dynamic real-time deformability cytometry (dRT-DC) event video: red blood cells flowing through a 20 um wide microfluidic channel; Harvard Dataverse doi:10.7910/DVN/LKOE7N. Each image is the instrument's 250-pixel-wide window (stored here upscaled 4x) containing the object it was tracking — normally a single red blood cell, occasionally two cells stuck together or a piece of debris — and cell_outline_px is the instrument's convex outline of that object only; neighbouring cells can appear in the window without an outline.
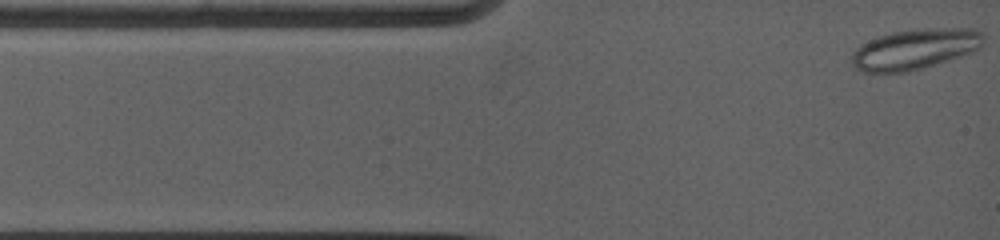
{"species": "common noctule bat (a hibernating species)", "species_latin": "Nyctalus noctula", "temperature_condition": "warm", "stored_images_in_passage": 30, "camera_frame_rate_fps": 5000, "um_per_image_px": 0.085, "animal": {"sex": "female", "body_mass_g": 19.0, "forearm_length_mm": 53.3}, "frame": {"image": 1, "passage_image": 1, "time_ms": 0.0, "image_size_px": [1000, 240], "cell_outline_px": [[984, 36], [980, 48], [972, 52], [924, 68], [904, 72], [864, 72], [856, 68], [852, 64], [848, 56], [860, 44], [880, 36], [892, 32], [924, 28], [972, 28], [980, 32]], "centroid_in_image_um": [77.74, 4.18], "position_along_channel_um": 7.3, "area_um2": 31.1}}
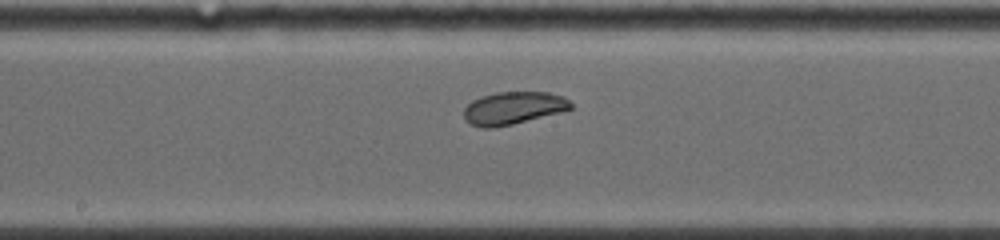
{"frame": {"image": 2, "passage_image": 16, "time_ms": 6.4, "image_size_px": [1000, 240], "cell_outline_px": [[572, 108], [560, 112], [512, 124], [492, 128], [484, 128], [468, 124], [464, 120], [464, 108], [472, 100], [496, 92], [548, 92], [564, 96], [572, 104]], "centroid_in_image_um": [43.6, 9.19], "position_along_channel_um": 204.6, "area_um2": 20.29}}
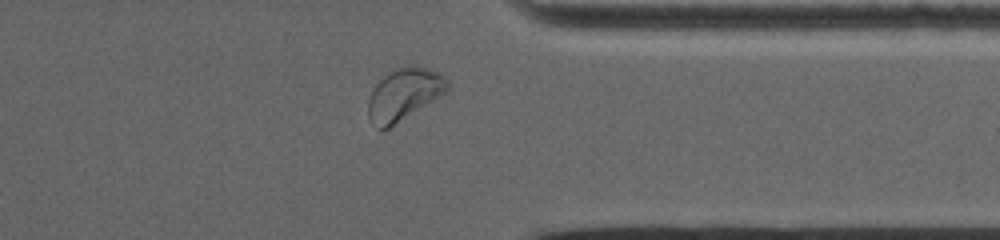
{"frame": {"image": 3, "passage_image": 27, "time_ms": 11.0, "image_size_px": [1000, 240], "cell_outline_px": [[448, 88], [444, 92], [388, 128], [376, 128], [368, 116], [368, 100], [376, 84], [384, 76], [396, 68], [408, 64], [428, 68], [440, 72], [448, 80]], "centroid_in_image_um": [34.32, 7.97], "position_along_channel_um": 377.1, "area_um2": 23.35}, "authors_computed_cell_mechanics": {"area_um2": 21.675, "velocity_mm_per_s": 3.8351, "shape_relaxation_time_tau1_ms": null, "shape_relaxation_time_tau2_ms": 5.1252, "deformation_change_tau1": null, "deformation_change_tau2": 0.079}}